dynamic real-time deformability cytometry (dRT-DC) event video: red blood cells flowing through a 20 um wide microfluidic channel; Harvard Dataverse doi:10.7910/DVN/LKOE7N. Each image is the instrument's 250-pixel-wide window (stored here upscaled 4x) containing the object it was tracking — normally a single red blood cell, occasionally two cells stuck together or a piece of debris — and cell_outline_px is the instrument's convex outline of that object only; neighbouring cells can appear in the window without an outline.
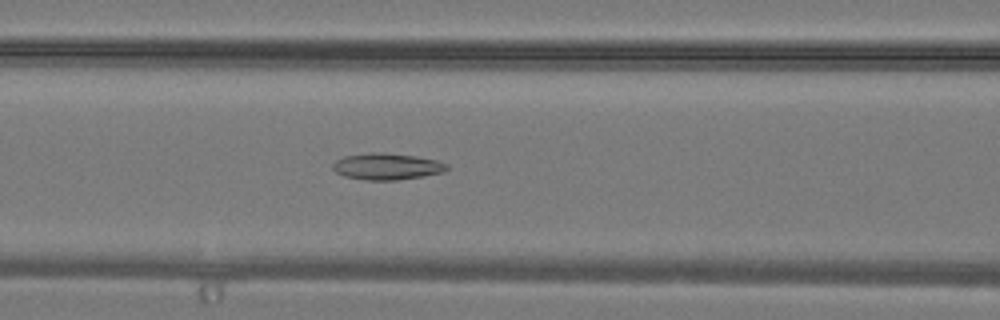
{"species": "common noctule bat (a hibernating species)", "species_latin": "Nyctalus noctula", "temperature_condition": "warm", "stored_images_in_passage": 25, "camera_frame_rate_fps": 3000, "um_per_image_px": 0.085, "animal": {"sex": "male", "body_mass_g": 19.2, "forearm_length_mm": 51.8}, "frame": {"image": 1, "passage_image": 5, "time_ms": 1.333, "image_size_px": [1000, 320], "cell_outline_px": [[448, 168], [444, 172], [396, 180], [368, 180], [344, 176], [336, 172], [332, 168], [332, 164], [336, 160], [344, 156], [372, 152], [380, 152], [416, 156], [436, 160], [448, 164]], "centroid_in_image_um": [32.87, 14.14], "position_along_channel_um": 133.7, "area_um2": 17.51}}
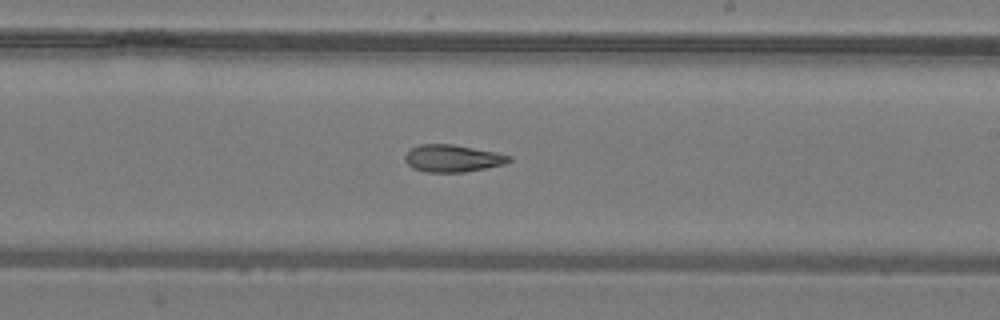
{"frame": {"image": 2, "passage_image": 11, "time_ms": 3.333, "image_size_px": [1000, 320], "cell_outline_px": [[512, 160], [504, 164], [464, 172], [424, 172], [412, 168], [404, 160], [404, 156], [412, 148], [420, 144], [452, 144], [496, 152], [512, 156]], "centroid_in_image_um": [38.46, 13.46], "position_along_channel_um": 250.5, "area_um2": 16.47}}
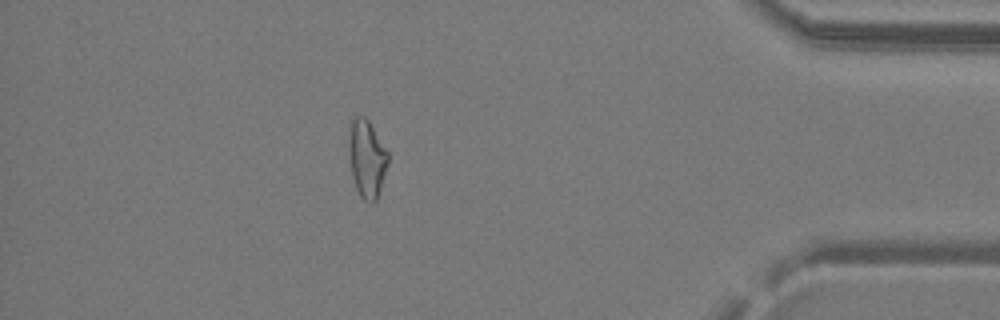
{"frame": {"image": 3, "passage_image": 21, "time_ms": 6.667, "image_size_px": [1000, 320], "cell_outline_px": [[388, 164], [376, 200], [364, 200], [360, 196], [356, 188], [352, 176], [348, 152], [348, 136], [352, 120], [356, 116], [364, 116], [368, 120], [388, 152]], "centroid_in_image_um": [31.16, 13.45], "position_along_channel_um": 404.0, "area_um2": 17.51}}